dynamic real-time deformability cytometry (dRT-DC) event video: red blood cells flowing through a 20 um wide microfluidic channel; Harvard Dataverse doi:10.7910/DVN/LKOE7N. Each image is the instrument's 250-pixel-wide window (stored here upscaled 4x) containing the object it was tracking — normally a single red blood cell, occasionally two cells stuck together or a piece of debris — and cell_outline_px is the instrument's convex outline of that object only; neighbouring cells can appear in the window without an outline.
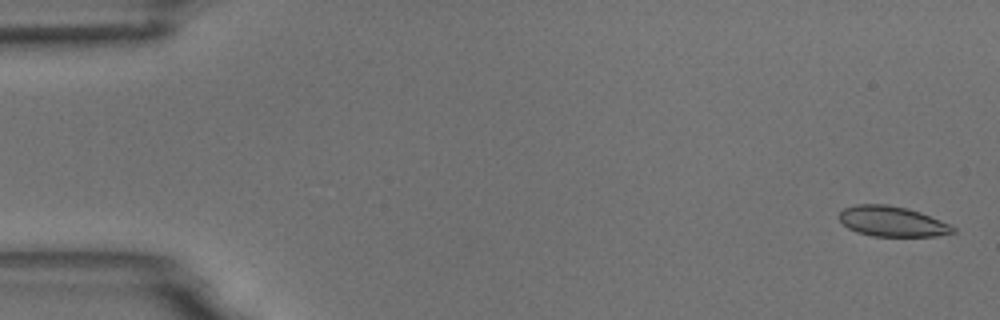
{"species": "common noctule bat (a hibernating species)", "species_latin": "Nyctalus noctula", "temperature_condition": "room temperature", "stored_images_in_passage": 5, "camera_frame_rate_fps": 3000, "um_per_image_px": 0.085, "animal": {"sex": "male", "body_mass_g": 18.8}, "frame": {"image": 1, "passage_image": 1, "time_ms": 0.0, "image_size_px": [1000, 320], "cell_outline_px": [[956, 232], [936, 236], [872, 236], [856, 232], [848, 228], [836, 216], [844, 208], [856, 204], [888, 204], [908, 208], [920, 212], [948, 224], [956, 228]], "centroid_in_image_um": [75.79, 18.81], "position_along_channel_um": 9.2, "area_um2": 20.11}}
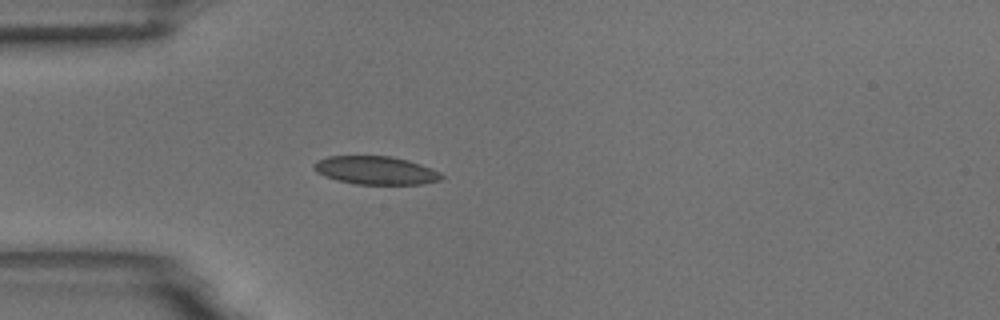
{"frame": {"image": 2, "passage_image": 5, "time_ms": 4.667, "image_size_px": [1000, 320], "cell_outline_px": [[444, 176], [440, 180], [424, 184], [356, 184], [336, 180], [324, 176], [316, 172], [312, 168], [312, 164], [316, 160], [328, 156], [392, 156], [408, 160], [432, 168], [440, 172]], "centroid_in_image_um": [31.91, 14.48], "position_along_channel_um": 53.1, "area_um2": 21.21}}